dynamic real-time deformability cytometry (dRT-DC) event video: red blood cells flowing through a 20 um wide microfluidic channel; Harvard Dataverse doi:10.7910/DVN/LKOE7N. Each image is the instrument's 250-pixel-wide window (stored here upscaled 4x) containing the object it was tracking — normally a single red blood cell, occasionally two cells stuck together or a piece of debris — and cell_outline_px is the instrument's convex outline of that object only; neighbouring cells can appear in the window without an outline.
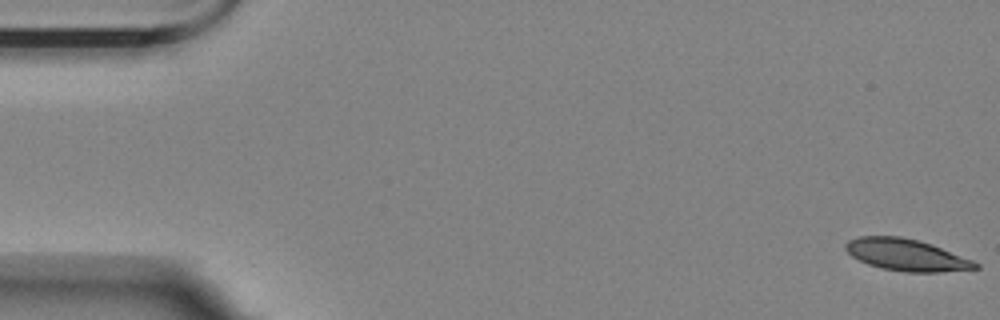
{"species": "Egyptian fruit bat (a non-hibernating species)", "species_latin": "Rousettus aegyptiacus", "temperature_condition": "room temperature", "stored_images_in_passage": 57, "camera_frame_rate_fps": 3000, "um_per_image_px": 0.085, "animal": {"sex": "female"}, "frame": {"image": 1, "passage_image": 1, "time_ms": 0.0, "image_size_px": [1000, 320], "cell_outline_px": [[980, 268], [940, 272], [904, 272], [884, 268], [868, 264], [852, 256], [844, 248], [844, 244], [848, 240], [860, 236], [900, 236], [920, 240], [932, 244], [972, 260], [980, 264]], "centroid_in_image_um": [77.04, 21.66], "position_along_channel_um": 8.0, "area_um2": 23.99}}
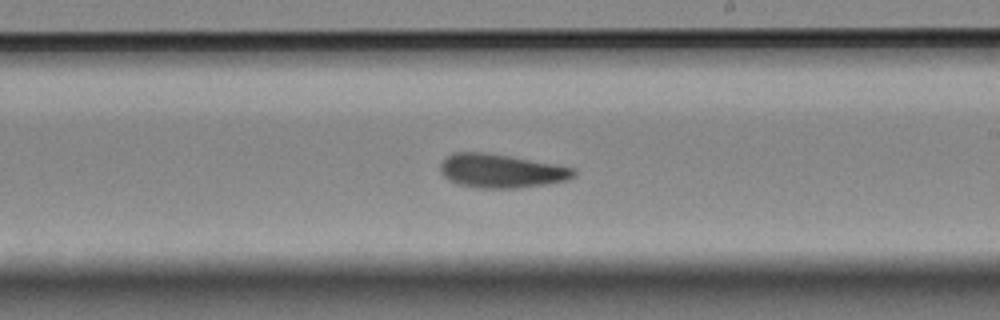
{"frame": {"image": 2, "passage_image": 33, "time_ms": 10.667, "image_size_px": [1000, 320], "cell_outline_px": [[576, 176], [568, 180], [548, 184], [516, 188], [476, 188], [456, 184], [448, 180], [440, 172], [440, 164], [452, 152], [484, 152], [512, 156], [556, 164], [576, 168]], "centroid_in_image_um": [42.62, 14.53], "position_along_channel_um": 246.4, "area_um2": 26.65}}
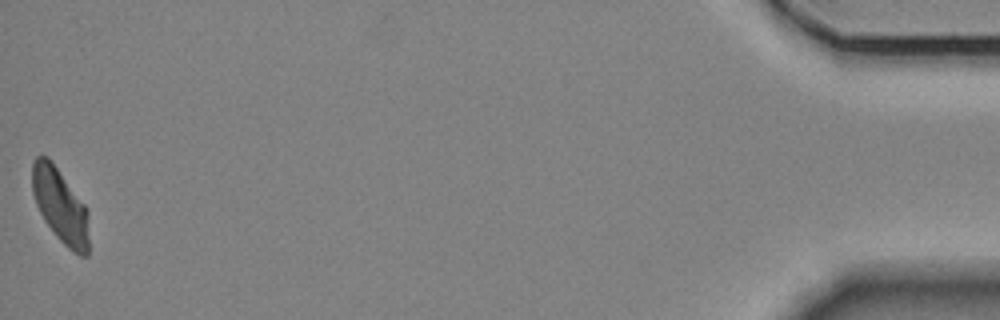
{"frame": {"image": 3, "passage_image": 57, "time_ms": 18.667, "image_size_px": [1000, 320], "cell_outline_px": [[88, 256], [80, 256], [68, 248], [56, 236], [44, 220], [36, 204], [32, 192], [32, 164], [36, 156], [48, 156], [88, 208]], "centroid_in_image_um": [5.13, 17.48], "position_along_channel_um": 430.1, "area_um2": 24.62}, "authors_computed_cell_mechanics": {"area_um2": 25.8944, "velocity_mm_per_s": 3.4836, "shape_relaxation_time_tau1_ms": 7.8973, "shape_relaxation_time_tau2_ms": 5.2991, "deformation_change_tau1": 0.185, "deformation_change_tau2": 0.1196}}